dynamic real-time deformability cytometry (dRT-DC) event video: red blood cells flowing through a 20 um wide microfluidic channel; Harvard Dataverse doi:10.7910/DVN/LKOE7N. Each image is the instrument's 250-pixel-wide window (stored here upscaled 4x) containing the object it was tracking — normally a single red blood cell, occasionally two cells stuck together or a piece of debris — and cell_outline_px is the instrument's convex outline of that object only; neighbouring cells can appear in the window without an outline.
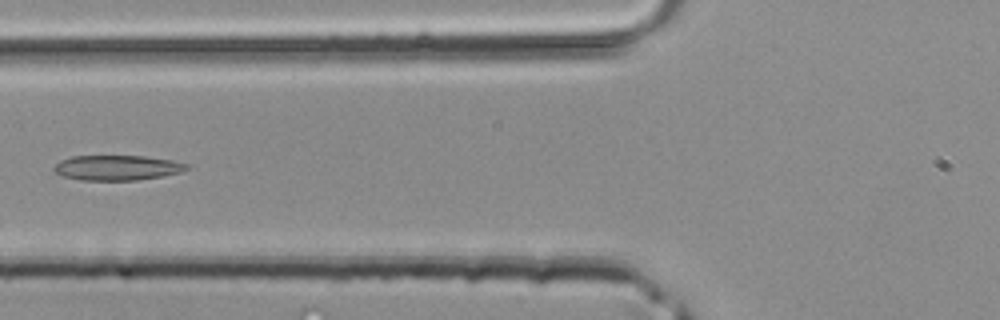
{"species": "common noctule bat (a hibernating species)", "species_latin": "Nyctalus noctula", "temperature_condition": "room temperature", "stored_images_in_passage": 33, "camera_frame_rate_fps": 3000, "um_per_image_px": 0.085, "animal": {"sex": "male", "body_mass_g": 20.4}, "frame": {"image": 1, "passage_image": 7, "time_ms": 2.0, "image_size_px": [1000, 320], "cell_outline_px": [[192, 168], [180, 172], [164, 176], [136, 180], [80, 180], [64, 176], [56, 172], [52, 168], [60, 160], [72, 156], [144, 156], [172, 160], [192, 164]], "centroid_in_image_um": [10.02, 14.25], "position_along_channel_um": 115.8, "area_um2": 19.54}}
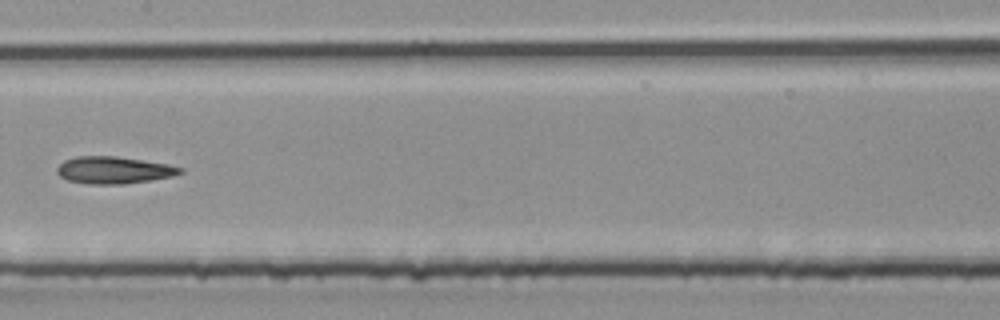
{"frame": {"image": 2, "passage_image": 12, "time_ms": 3.667, "image_size_px": [1000, 320], "cell_outline_px": [[184, 172], [172, 176], [124, 184], [88, 184], [68, 180], [60, 176], [56, 172], [56, 168], [64, 160], [76, 156], [116, 156], [168, 164], [184, 168]], "centroid_in_image_um": [9.66, 14.45], "position_along_channel_um": 197.7, "area_um2": 19.42}}
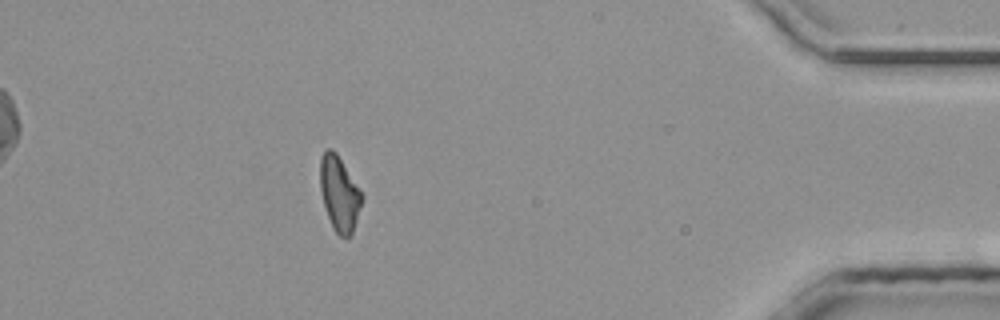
{"frame": {"image": 3, "passage_image": 28, "time_ms": 9.0, "image_size_px": [1000, 320], "cell_outline_px": [[364, 196], [352, 236], [340, 236], [332, 228], [324, 204], [320, 188], [320, 160], [324, 148], [332, 148], [336, 152], [360, 188]], "centroid_in_image_um": [28.86, 16.44], "position_along_channel_um": 406.3, "area_um2": 18.38}}